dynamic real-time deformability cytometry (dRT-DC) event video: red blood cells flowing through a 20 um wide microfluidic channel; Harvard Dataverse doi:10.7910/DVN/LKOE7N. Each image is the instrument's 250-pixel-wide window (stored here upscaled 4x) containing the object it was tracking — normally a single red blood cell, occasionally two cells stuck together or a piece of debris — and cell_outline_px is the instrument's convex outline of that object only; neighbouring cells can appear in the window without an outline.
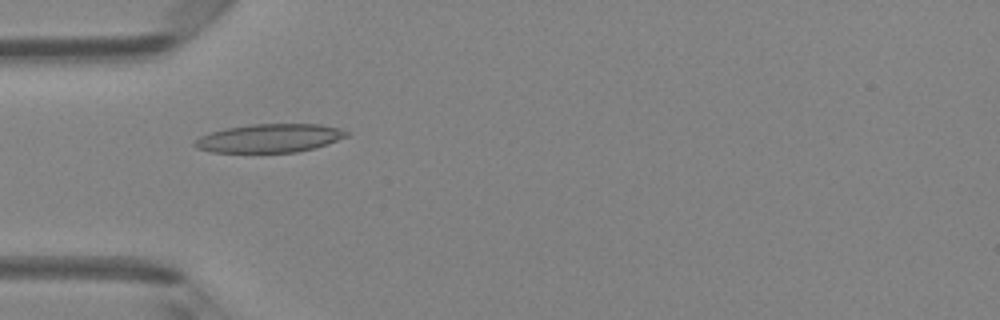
{"species": "Egyptian fruit bat (a non-hibernating species)", "species_latin": "Rousettus aegyptiacus", "temperature_condition": "room temperature", "stored_images_in_passage": 8, "camera_frame_rate_fps": 3000, "um_per_image_px": 0.085, "animal": {"sex": "female"}, "frame": {"image": 1, "passage_image": 5, "time_ms": 1.333, "image_size_px": [1000, 320], "cell_outline_px": [[348, 136], [316, 148], [296, 152], [212, 152], [196, 148], [192, 144], [200, 136], [212, 132], [228, 128], [252, 124], [320, 124], [340, 128], [348, 132]], "centroid_in_image_um": [22.93, 11.75], "position_along_channel_um": 62.1, "area_um2": 25.09}}
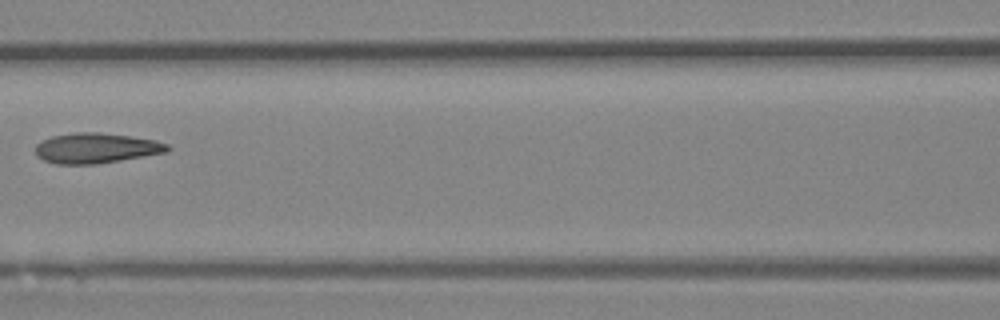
{"frame": {"image": 2, "passage_image": 7, "time_ms": 2.0, "image_size_px": [1000, 320], "cell_outline_px": [[172, 148], [168, 152], [96, 164], [56, 164], [44, 160], [36, 156], [36, 144], [52, 136], [76, 132], [100, 132], [156, 140], [168, 144]], "centroid_in_image_um": [8.19, 12.59], "position_along_channel_um": 158.4, "area_um2": 23.24}}
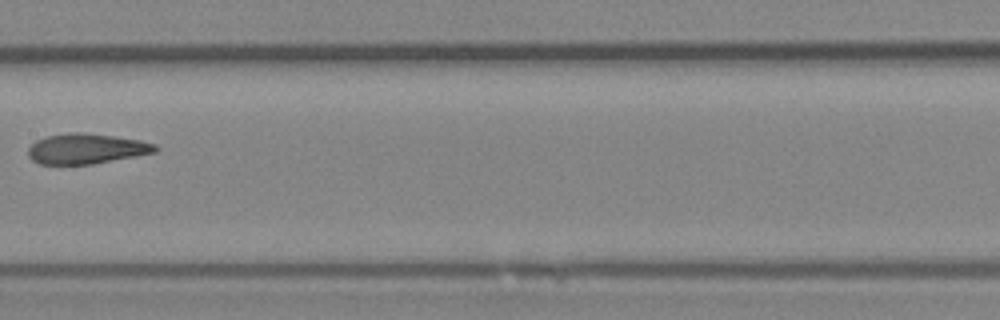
{"frame": {"image": 3, "passage_image": 8, "time_ms": 2.333, "image_size_px": [1000, 320], "cell_outline_px": [[160, 148], [156, 152], [136, 156], [92, 164], [40, 164], [32, 160], [28, 156], [28, 148], [36, 140], [48, 136], [72, 132], [80, 132], [112, 136], [140, 140], [156, 144]], "centroid_in_image_um": [7.35, 12.64], "position_along_channel_um": 200.1, "area_um2": 22.31}}